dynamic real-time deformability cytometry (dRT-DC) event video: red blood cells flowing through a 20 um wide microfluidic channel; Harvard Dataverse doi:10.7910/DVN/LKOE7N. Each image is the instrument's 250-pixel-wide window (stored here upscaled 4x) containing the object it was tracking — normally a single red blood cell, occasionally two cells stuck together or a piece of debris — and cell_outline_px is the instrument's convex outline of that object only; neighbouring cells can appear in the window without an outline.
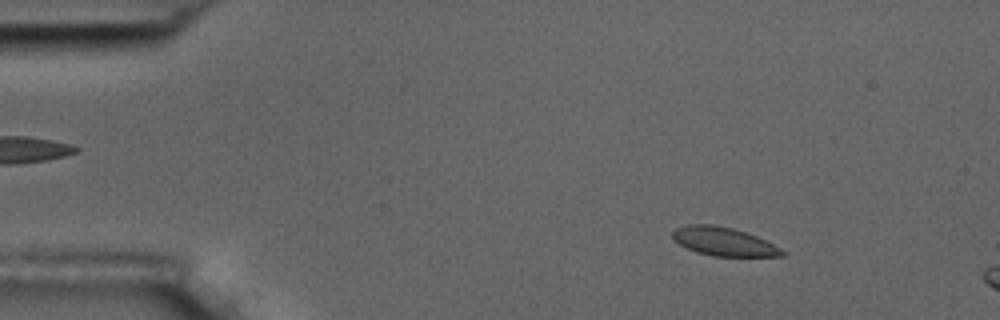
{"species": "common noctule bat (a hibernating species)", "species_latin": "Nyctalus noctula", "temperature_condition": "room temperature", "stored_images_in_passage": 14, "camera_frame_rate_fps": 3000, "um_per_image_px": 0.085, "animal": {"sex": "male", "body_mass_g": 17.5, "forearm_length_mm": 52.3}, "frame": {"image": 1, "passage_image": 8, "time_ms": 2.333, "image_size_px": [1000, 320], "cell_outline_px": [[788, 252], [784, 256], [712, 256], [696, 252], [672, 240], [672, 228], [688, 224], [712, 224], [732, 228], [756, 236]], "centroid_in_image_um": [61.47, 20.52], "position_along_channel_um": 23.5, "area_um2": 18.26}}